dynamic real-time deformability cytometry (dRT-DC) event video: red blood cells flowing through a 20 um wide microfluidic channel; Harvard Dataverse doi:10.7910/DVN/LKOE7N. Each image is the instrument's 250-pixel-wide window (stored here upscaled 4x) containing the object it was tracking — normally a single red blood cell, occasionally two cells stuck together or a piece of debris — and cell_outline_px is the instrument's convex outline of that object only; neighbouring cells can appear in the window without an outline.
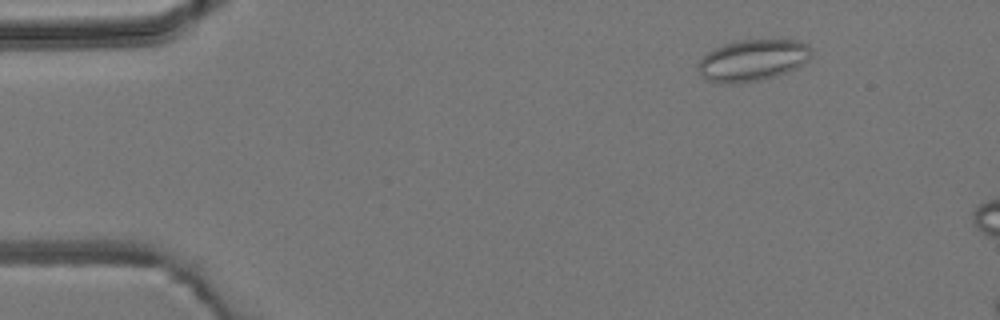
{"species": "common noctule bat (a hibernating species)", "species_latin": "Nyctalus noctula", "temperature_condition": "room temperature", "stored_images_in_passage": 5, "camera_frame_rate_fps": 3000, "um_per_image_px": 0.085, "animal": {"sex": "male", "body_mass_g": 19.2, "forearm_length_mm": 51.8}, "frame": {"image": 1, "passage_image": 3, "time_ms": 2.0, "image_size_px": [1000, 320], "cell_outline_px": [[812, 56], [808, 60], [796, 68], [788, 72], [776, 76], [760, 80], [740, 84], [720, 84], [704, 80], [700, 76], [696, 68], [700, 60], [708, 52], [724, 44], [740, 40], [800, 40], [808, 44], [812, 48]], "centroid_in_image_um": [63.97, 5.15], "position_along_channel_um": 21.0, "area_um2": 27.92}}